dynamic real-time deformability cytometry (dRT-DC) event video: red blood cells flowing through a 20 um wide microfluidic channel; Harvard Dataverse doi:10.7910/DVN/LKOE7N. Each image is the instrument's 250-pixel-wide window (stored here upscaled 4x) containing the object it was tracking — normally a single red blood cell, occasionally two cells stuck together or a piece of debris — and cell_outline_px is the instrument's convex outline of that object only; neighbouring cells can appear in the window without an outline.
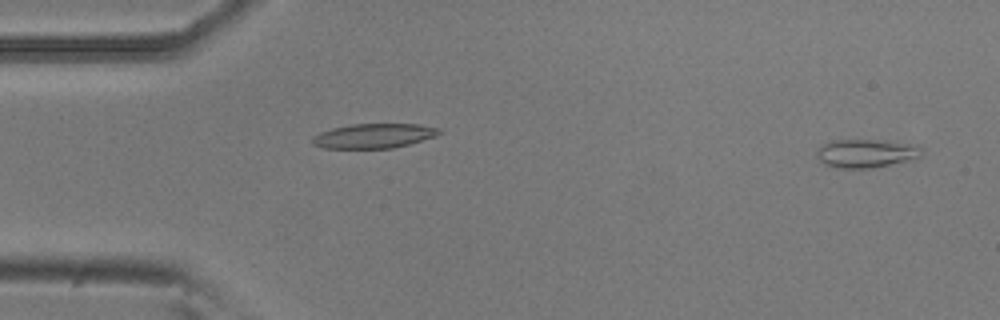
{"species": "common noctule bat (a hibernating species)", "species_latin": "Nyctalus noctula", "temperature_condition": "room temperature", "stored_images_in_passage": 52, "camera_frame_rate_fps": 3000, "um_per_image_px": 0.085, "animal": {"sex": "male", "body_mass_g": 20.5, "forearm_length_mm": 52.5}, "frame": {"image": 1, "passage_image": 2, "time_ms": 0.333, "image_size_px": [1000, 320], "cell_outline_px": [[920, 156], [888, 164], [868, 168], [836, 168], [824, 164], [816, 156], [816, 152], [824, 144], [832, 140], [884, 140], [908, 144], [920, 148]], "centroid_in_image_um": [73.51, 13.03], "position_along_channel_um": 11.5, "area_um2": 16.82}}
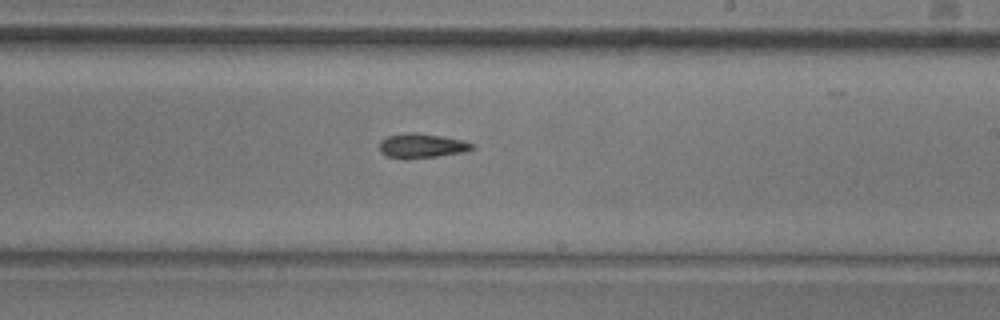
{"frame": {"image": 2, "passage_image": 30, "time_ms": 9.667, "image_size_px": [1000, 320], "cell_outline_px": [[476, 148], [468, 152], [436, 156], [384, 156], [380, 152], [380, 140], [388, 136], [408, 132], [416, 132], [464, 140], [476, 144]], "centroid_in_image_um": [35.95, 12.35], "position_along_channel_um": 253.1, "area_um2": 12.89}}
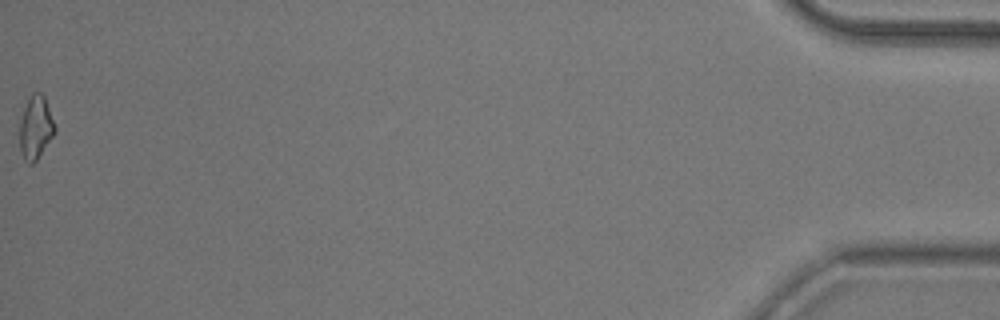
{"frame": {"image": 3, "passage_image": 52, "time_ms": 17.0, "image_size_px": [1000, 320], "cell_outline_px": [[56, 132], [36, 160], [32, 164], [28, 164], [24, 160], [20, 148], [20, 120], [24, 108], [32, 92], [40, 92], [44, 96], [56, 128]], "centroid_in_image_um": [3.03, 10.85], "position_along_channel_um": 432.2, "area_um2": 12.83}, "authors_computed_cell_mechanics": {"area_um2": 13.1495, "velocity_mm_per_s": 3.8297, "shape_relaxation_time_tau1_ms": 10.9491, "shape_relaxation_time_tau2_ms": 10.0849, "deformation_change_tau1": 0.2087, "deformation_change_tau2": 0.2106}}